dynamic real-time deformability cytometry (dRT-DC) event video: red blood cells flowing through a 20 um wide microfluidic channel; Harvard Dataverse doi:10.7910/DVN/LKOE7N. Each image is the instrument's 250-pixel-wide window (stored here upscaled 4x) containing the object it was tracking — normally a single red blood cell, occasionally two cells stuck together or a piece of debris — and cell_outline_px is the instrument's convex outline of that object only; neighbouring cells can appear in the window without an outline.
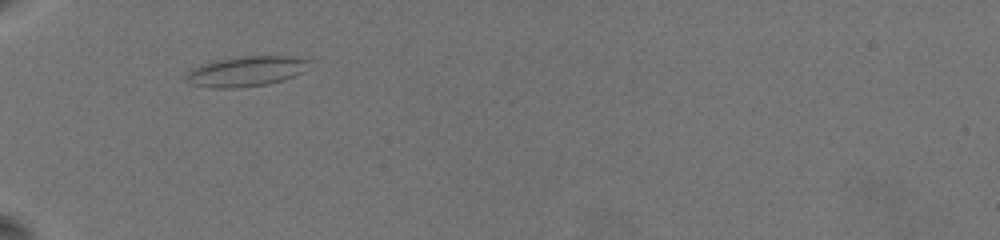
{"species": "common noctule bat (a hibernating species)", "species_latin": "Nyctalus noctula", "temperature_condition": "warm", "stored_images_in_passage": 56, "camera_frame_rate_fps": 3000, "um_per_image_px": 0.085, "animal": {"sex": "female", "body_mass_g": 19.5, "forearm_length_mm": 54.1}, "frame": {"image": 1, "passage_image": 1, "time_ms": 0.0, "image_size_px": [1000, 240], "cell_outline_px": [[308, 60], [304, 72], [268, 84], [236, 88], [212, 88], [192, 84], [184, 80], [184, 76], [192, 68], [204, 64], [220, 60], [244, 56], [292, 56]], "centroid_in_image_um": [20.87, 6.07], "position_along_channel_um": 64.1, "area_um2": 21.27}}
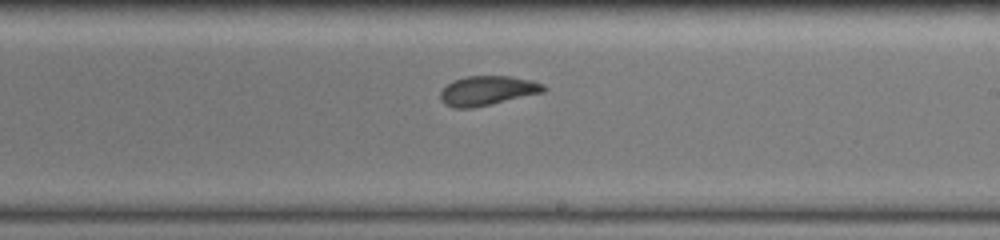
{"frame": {"image": 2, "passage_image": 31, "time_ms": 5.667, "image_size_px": [1000, 240], "cell_outline_px": [[548, 88], [544, 92], [472, 108], [452, 108], [444, 104], [440, 100], [440, 92], [452, 80], [464, 76], [508, 76], [532, 80], [544, 84]], "centroid_in_image_um": [41.42, 7.7], "position_along_channel_um": 247.6, "area_um2": 17.8}}
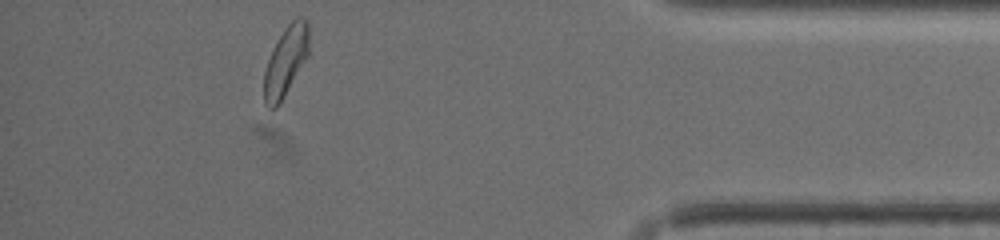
{"frame": {"image": 3, "passage_image": 50, "time_ms": 11.333, "image_size_px": [1000, 240], "cell_outline_px": [[308, 56], [280, 104], [276, 108], [268, 108], [264, 104], [264, 72], [272, 48], [284, 28], [296, 16], [304, 16], [308, 20]], "centroid_in_image_um": [24.29, 5.19], "position_along_channel_um": 410.9, "area_um2": 18.44}, "authors_computed_cell_mechanics": {"area_um2": 18.1781, "velocity_mm_per_s": 3.4781, "shape_relaxation_time_tau1_ms": 5.5356, "shape_relaxation_time_tau2_ms": 1.8578, "deformation_change_tau1": 0.1591, "deformation_change_tau2": 0.0869}}